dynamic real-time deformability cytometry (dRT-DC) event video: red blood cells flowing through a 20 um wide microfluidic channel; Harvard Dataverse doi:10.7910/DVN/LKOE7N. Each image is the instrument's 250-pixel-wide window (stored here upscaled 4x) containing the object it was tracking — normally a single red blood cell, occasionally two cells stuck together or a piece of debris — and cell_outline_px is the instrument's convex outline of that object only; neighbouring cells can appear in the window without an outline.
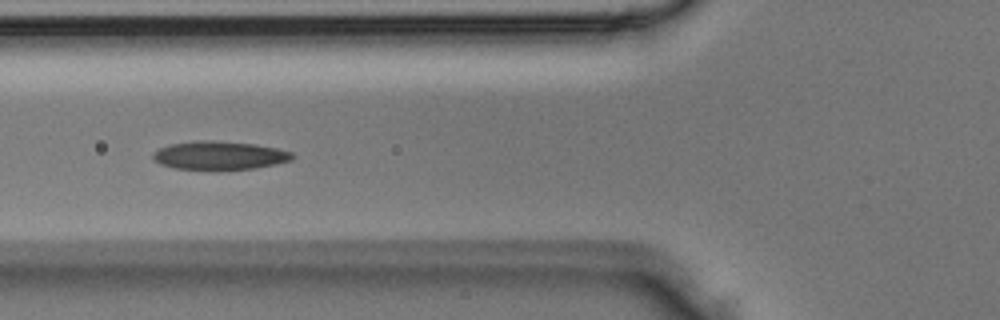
{"species": "Egyptian fruit bat (a non-hibernating species)", "species_latin": "Rousettus aegyptiacus", "temperature_condition": "room temperature", "stored_images_in_passage": 4, "camera_frame_rate_fps": 3000, "um_per_image_px": 0.085, "animal": {"sex": "male"}, "frame": {"image": 1, "passage_image": 3, "time_ms": 0.667, "image_size_px": [1000, 320], "cell_outline_px": [[296, 156], [292, 160], [252, 168], [176, 168], [160, 164], [152, 156], [152, 152], [168, 144], [196, 140], [212, 140], [256, 144], [276, 148], [292, 152]], "centroid_in_image_um": [18.64, 13.17], "position_along_channel_um": 107.2, "area_um2": 22.6}}
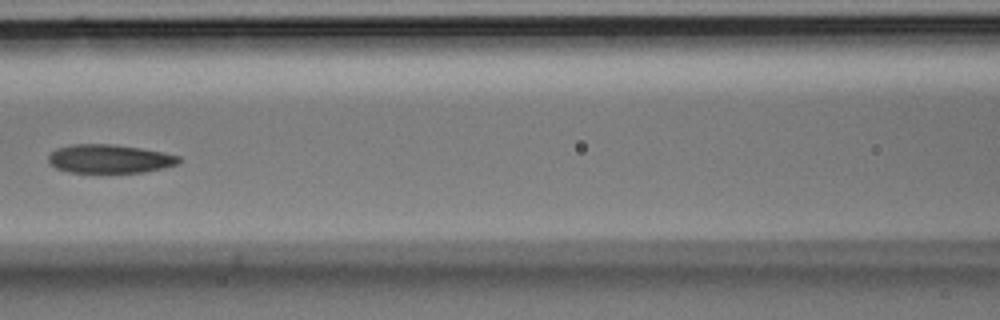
{"frame": {"image": 2, "passage_image": 4, "time_ms": 1.0, "image_size_px": [1000, 320], "cell_outline_px": [[180, 164], [164, 168], [144, 172], [68, 172], [56, 168], [48, 160], [48, 156], [56, 148], [72, 144], [112, 144], [140, 148], [164, 152], [180, 156]], "centroid_in_image_um": [9.34, 13.49], "position_along_channel_um": 157.3, "area_um2": 21.79}}